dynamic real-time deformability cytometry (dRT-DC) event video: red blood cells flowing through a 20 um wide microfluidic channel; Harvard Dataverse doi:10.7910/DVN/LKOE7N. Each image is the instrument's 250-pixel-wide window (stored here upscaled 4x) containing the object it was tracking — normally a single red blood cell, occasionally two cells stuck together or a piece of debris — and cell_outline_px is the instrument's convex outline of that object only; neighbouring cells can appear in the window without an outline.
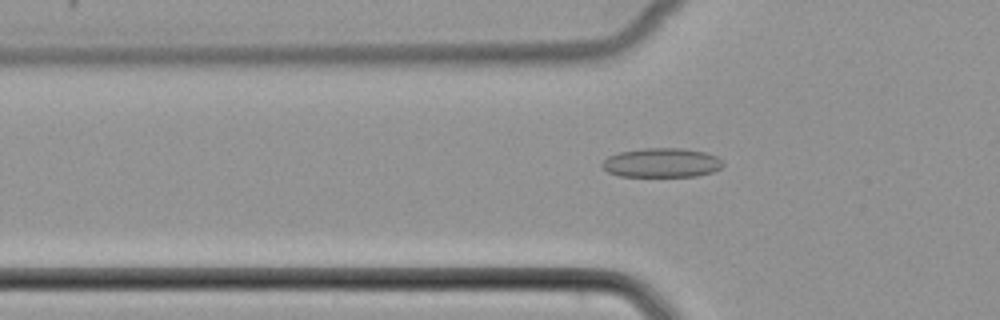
{"species": "common noctule bat (a hibernating species)", "species_latin": "Nyctalus noctula", "temperature_condition": "cold", "stored_images_in_passage": 52, "camera_frame_rate_fps": 3000, "um_per_image_px": 0.085, "animal": {"sex": "female", "body_mass_g": 22.7, "forearm_length_mm": 54.2}, "frame": {"image": 1, "passage_image": 18, "time_ms": 5.667, "image_size_px": [1000, 320], "cell_outline_px": [[724, 164], [720, 168], [712, 172], [696, 176], [620, 176], [608, 172], [600, 164], [608, 156], [620, 152], [644, 148], [680, 148], [704, 152], [716, 156]], "centroid_in_image_um": [56.23, 13.83], "position_along_channel_um": 69.6, "area_um2": 20.46}}
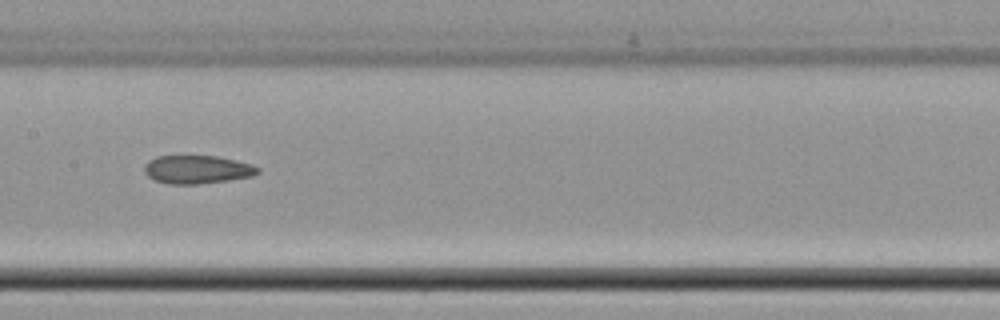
{"frame": {"image": 2, "passage_image": 27, "time_ms": 8.667, "image_size_px": [1000, 320], "cell_outline_px": [[260, 172], [252, 176], [228, 180], [196, 184], [168, 184], [156, 180], [148, 176], [144, 172], [144, 164], [148, 160], [156, 156], [216, 156], [236, 160], [252, 164], [260, 168]], "centroid_in_image_um": [16.75, 14.4], "position_along_channel_um": 190.6, "area_um2": 18.73}}
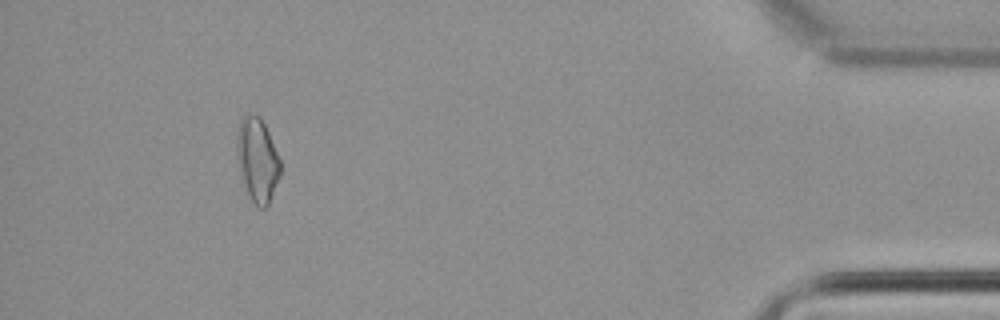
{"frame": {"image": 3, "passage_image": 48, "time_ms": 15.667, "image_size_px": [1000, 320], "cell_outline_px": [[280, 176], [268, 204], [264, 208], [260, 208], [252, 200], [240, 180], [236, 148], [236, 132], [240, 120], [244, 116], [260, 116], [268, 132], [280, 160]], "centroid_in_image_um": [21.84, 13.6], "position_along_channel_um": 413.4, "area_um2": 21.15}}